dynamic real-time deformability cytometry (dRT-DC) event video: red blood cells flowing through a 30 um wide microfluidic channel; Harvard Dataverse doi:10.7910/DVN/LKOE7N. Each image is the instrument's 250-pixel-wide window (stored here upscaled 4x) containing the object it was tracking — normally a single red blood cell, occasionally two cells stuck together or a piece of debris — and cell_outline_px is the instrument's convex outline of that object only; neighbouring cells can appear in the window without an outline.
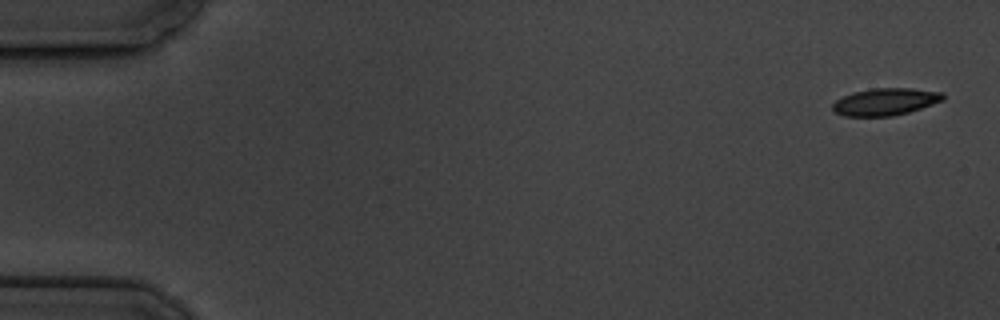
{"species": "common noctule bat (a hibernating species)", "species_latin": "Nyctalus noctula", "temperature_condition": "cold", "stored_images_in_passage": 5, "camera_frame_rate_fps": 3000, "um_per_image_px": 0.085, "animal": {"sex": "male", "body_mass_g": 19.5, "forearm_length_mm": 54.6}, "frame": {"image": 1, "passage_image": 1, "time_ms": 0.0, "image_size_px": [1000, 320], "cell_outline_px": [[944, 100], [908, 112], [892, 116], [844, 116], [832, 112], [832, 104], [836, 100], [852, 92], [872, 88], [912, 88], [944, 92]], "centroid_in_image_um": [75.23, 8.64], "position_along_channel_um": 9.8, "area_um2": 17.57}}